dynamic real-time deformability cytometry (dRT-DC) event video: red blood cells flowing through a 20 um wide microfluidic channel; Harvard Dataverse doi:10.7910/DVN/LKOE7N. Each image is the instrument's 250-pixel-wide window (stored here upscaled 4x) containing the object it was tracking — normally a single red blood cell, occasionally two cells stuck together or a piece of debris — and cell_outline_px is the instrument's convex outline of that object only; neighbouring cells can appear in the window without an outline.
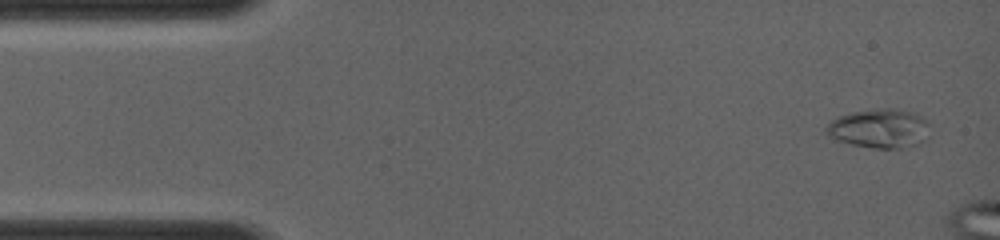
{"species": "common noctule bat (a hibernating species)", "species_latin": "Nyctalus noctula", "temperature_condition": "room temperature", "stored_images_in_passage": 5, "camera_frame_rate_fps": 4000, "um_per_image_px": 0.085, "animal": {"sex": "female", "body_mass_g": 19.0, "forearm_length_mm": 56.7}, "frame": {"image": 1, "passage_image": 1, "time_ms": 0.0, "image_size_px": [1000, 240], "cell_outline_px": [[928, 140], [916, 144], [900, 148], [876, 148], [852, 144], [836, 140], [828, 136], [824, 132], [824, 128], [832, 120], [840, 116], [852, 112], [880, 108], [896, 108], [916, 112], [928, 120]], "centroid_in_image_um": [74.78, 10.9], "position_along_channel_um": 10.2, "area_um2": 23.87}}